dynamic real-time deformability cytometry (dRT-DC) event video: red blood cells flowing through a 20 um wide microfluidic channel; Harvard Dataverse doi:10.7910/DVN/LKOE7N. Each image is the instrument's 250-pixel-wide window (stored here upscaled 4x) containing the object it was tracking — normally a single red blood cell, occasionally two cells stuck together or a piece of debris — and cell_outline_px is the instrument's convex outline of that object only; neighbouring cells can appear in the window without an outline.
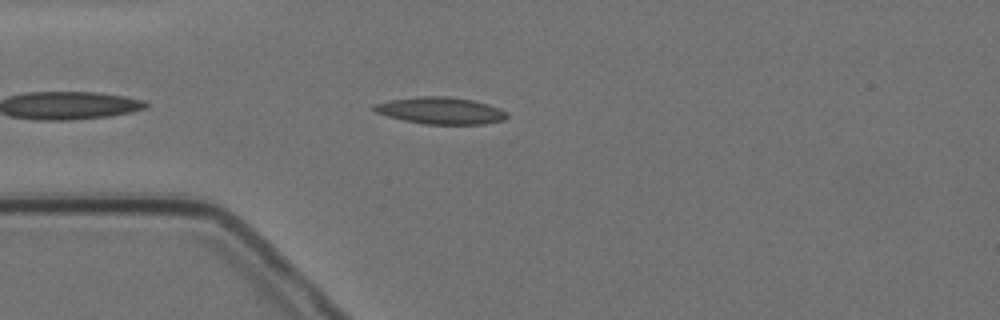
{"species": "Egyptian fruit bat (a non-hibernating species)", "species_latin": "Rousettus aegyptiacus", "temperature_condition": "cold", "stored_images_in_passage": 4, "camera_frame_rate_fps": 3000, "um_per_image_px": 0.085, "animal": {"sex": "female"}, "frame": {"image": 1, "passage_image": 4, "time_ms": 3.333, "image_size_px": [1000, 320], "cell_outline_px": [[508, 116], [504, 120], [484, 124], [424, 124], [404, 120], [388, 116], [376, 112], [372, 108], [372, 104], [392, 100], [420, 96], [448, 96], [472, 100], [488, 104], [500, 108], [508, 112]], "centroid_in_image_um": [37.48, 9.4], "position_along_channel_um": 47.5, "area_um2": 20.81}}